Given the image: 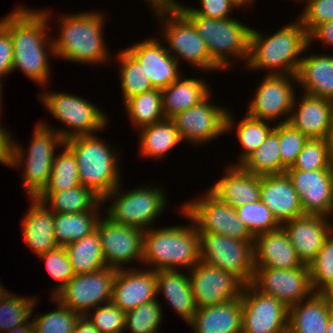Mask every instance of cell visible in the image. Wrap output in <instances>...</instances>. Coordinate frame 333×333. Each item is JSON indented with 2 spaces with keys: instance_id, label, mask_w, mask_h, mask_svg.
<instances>
[{
  "instance_id": "6da1fadb",
  "label": "cell",
  "mask_w": 333,
  "mask_h": 333,
  "mask_svg": "<svg viewBox=\"0 0 333 333\" xmlns=\"http://www.w3.org/2000/svg\"><path fill=\"white\" fill-rule=\"evenodd\" d=\"M49 12L20 6L0 19L11 35L12 71L19 68L33 82L42 86L50 77V62L47 57L49 54L46 51L50 49L49 53L54 55L53 41H51L53 38L49 37L46 31L51 18Z\"/></svg>"
},
{
  "instance_id": "7a4b0ae2",
  "label": "cell",
  "mask_w": 333,
  "mask_h": 333,
  "mask_svg": "<svg viewBox=\"0 0 333 333\" xmlns=\"http://www.w3.org/2000/svg\"><path fill=\"white\" fill-rule=\"evenodd\" d=\"M310 45L308 34L299 18L296 23L284 25L267 38L261 32L252 29L246 65L251 70H272L268 73L272 75H296L302 59L299 55Z\"/></svg>"
},
{
  "instance_id": "3957f363",
  "label": "cell",
  "mask_w": 333,
  "mask_h": 333,
  "mask_svg": "<svg viewBox=\"0 0 333 333\" xmlns=\"http://www.w3.org/2000/svg\"><path fill=\"white\" fill-rule=\"evenodd\" d=\"M104 12H81L63 15L60 34L53 39L54 56L84 64L109 60L103 40Z\"/></svg>"
},
{
  "instance_id": "277c9868",
  "label": "cell",
  "mask_w": 333,
  "mask_h": 333,
  "mask_svg": "<svg viewBox=\"0 0 333 333\" xmlns=\"http://www.w3.org/2000/svg\"><path fill=\"white\" fill-rule=\"evenodd\" d=\"M191 225L146 229L142 263L155 271L178 270V266L191 270L200 261V236L195 223Z\"/></svg>"
},
{
  "instance_id": "5b68a950",
  "label": "cell",
  "mask_w": 333,
  "mask_h": 333,
  "mask_svg": "<svg viewBox=\"0 0 333 333\" xmlns=\"http://www.w3.org/2000/svg\"><path fill=\"white\" fill-rule=\"evenodd\" d=\"M64 144L75 156L79 181L83 187L91 189L103 199L120 185L117 154L97 135L74 137Z\"/></svg>"
},
{
  "instance_id": "8992f818",
  "label": "cell",
  "mask_w": 333,
  "mask_h": 333,
  "mask_svg": "<svg viewBox=\"0 0 333 333\" xmlns=\"http://www.w3.org/2000/svg\"><path fill=\"white\" fill-rule=\"evenodd\" d=\"M65 143L62 136L47 125L45 122L37 123L28 154H24L21 145L12 141L11 167H21L23 164V183L24 189L30 198H38L46 189L53 166V160L56 155V148L62 147ZM59 146V147H57ZM25 156V157H24ZM27 156V157H26ZM23 160L25 162H23Z\"/></svg>"
},
{
  "instance_id": "52a82bcc",
  "label": "cell",
  "mask_w": 333,
  "mask_h": 333,
  "mask_svg": "<svg viewBox=\"0 0 333 333\" xmlns=\"http://www.w3.org/2000/svg\"><path fill=\"white\" fill-rule=\"evenodd\" d=\"M195 26L205 41L211 59L221 68L227 69L231 54L244 62L249 57L250 33L252 28L230 18L214 19L198 14H184Z\"/></svg>"
},
{
  "instance_id": "ba28073f",
  "label": "cell",
  "mask_w": 333,
  "mask_h": 333,
  "mask_svg": "<svg viewBox=\"0 0 333 333\" xmlns=\"http://www.w3.org/2000/svg\"><path fill=\"white\" fill-rule=\"evenodd\" d=\"M120 186L118 185L102 199L104 204L109 198L110 200L112 197L116 198L109 205L105 217L116 224L136 227L143 231L149 229V226L167 207L163 190L160 187L142 185V187L121 193Z\"/></svg>"
},
{
  "instance_id": "9c48e42d",
  "label": "cell",
  "mask_w": 333,
  "mask_h": 333,
  "mask_svg": "<svg viewBox=\"0 0 333 333\" xmlns=\"http://www.w3.org/2000/svg\"><path fill=\"white\" fill-rule=\"evenodd\" d=\"M41 101L45 108L70 129L57 130L64 141L78 136L93 135L105 129L107 116L94 103L76 95L44 92Z\"/></svg>"
},
{
  "instance_id": "30bf717a",
  "label": "cell",
  "mask_w": 333,
  "mask_h": 333,
  "mask_svg": "<svg viewBox=\"0 0 333 333\" xmlns=\"http://www.w3.org/2000/svg\"><path fill=\"white\" fill-rule=\"evenodd\" d=\"M200 260L237 276L245 285L254 276V241H242L216 233H199Z\"/></svg>"
},
{
  "instance_id": "8fae6325",
  "label": "cell",
  "mask_w": 333,
  "mask_h": 333,
  "mask_svg": "<svg viewBox=\"0 0 333 333\" xmlns=\"http://www.w3.org/2000/svg\"><path fill=\"white\" fill-rule=\"evenodd\" d=\"M183 216L193 221L198 233H216L242 241H254L248 228L241 222L236 210L207 190L202 199L196 198L183 205Z\"/></svg>"
},
{
  "instance_id": "7c38bea8",
  "label": "cell",
  "mask_w": 333,
  "mask_h": 333,
  "mask_svg": "<svg viewBox=\"0 0 333 333\" xmlns=\"http://www.w3.org/2000/svg\"><path fill=\"white\" fill-rule=\"evenodd\" d=\"M154 14L156 17L157 15L160 17V21L162 19L161 25H163L164 30L162 29L161 33L164 34L163 38L169 45V48L166 49L178 63V58L183 57V60L191 62V65H195L201 70L221 69L211 59L206 43L197 33L193 23L180 10L158 11ZM173 50L179 57L171 53Z\"/></svg>"
},
{
  "instance_id": "4fadbf2b",
  "label": "cell",
  "mask_w": 333,
  "mask_h": 333,
  "mask_svg": "<svg viewBox=\"0 0 333 333\" xmlns=\"http://www.w3.org/2000/svg\"><path fill=\"white\" fill-rule=\"evenodd\" d=\"M117 269L105 267L99 271L73 276L53 297L70 310L85 316L89 309L111 302Z\"/></svg>"
},
{
  "instance_id": "5bb4252c",
  "label": "cell",
  "mask_w": 333,
  "mask_h": 333,
  "mask_svg": "<svg viewBox=\"0 0 333 333\" xmlns=\"http://www.w3.org/2000/svg\"><path fill=\"white\" fill-rule=\"evenodd\" d=\"M251 285L260 293L275 297L287 308L313 293L308 265L293 269L255 267Z\"/></svg>"
},
{
  "instance_id": "9a60e30c",
  "label": "cell",
  "mask_w": 333,
  "mask_h": 333,
  "mask_svg": "<svg viewBox=\"0 0 333 333\" xmlns=\"http://www.w3.org/2000/svg\"><path fill=\"white\" fill-rule=\"evenodd\" d=\"M241 302V333H287L289 308L281 301L248 284L242 291Z\"/></svg>"
},
{
  "instance_id": "2e32d148",
  "label": "cell",
  "mask_w": 333,
  "mask_h": 333,
  "mask_svg": "<svg viewBox=\"0 0 333 333\" xmlns=\"http://www.w3.org/2000/svg\"><path fill=\"white\" fill-rule=\"evenodd\" d=\"M189 272L197 308L219 305L241 298L245 284L234 274L201 260Z\"/></svg>"
},
{
  "instance_id": "e0dca14e",
  "label": "cell",
  "mask_w": 333,
  "mask_h": 333,
  "mask_svg": "<svg viewBox=\"0 0 333 333\" xmlns=\"http://www.w3.org/2000/svg\"><path fill=\"white\" fill-rule=\"evenodd\" d=\"M209 98H211L210 94L198 104L171 118L181 141L188 140L189 143L199 145L227 133L228 110L212 104Z\"/></svg>"
},
{
  "instance_id": "ac0fdd59",
  "label": "cell",
  "mask_w": 333,
  "mask_h": 333,
  "mask_svg": "<svg viewBox=\"0 0 333 333\" xmlns=\"http://www.w3.org/2000/svg\"><path fill=\"white\" fill-rule=\"evenodd\" d=\"M96 229L99 232L104 262L107 267L119 270L134 260L142 261L143 230L113 223L107 217L104 219L100 217Z\"/></svg>"
},
{
  "instance_id": "d6986e66",
  "label": "cell",
  "mask_w": 333,
  "mask_h": 333,
  "mask_svg": "<svg viewBox=\"0 0 333 333\" xmlns=\"http://www.w3.org/2000/svg\"><path fill=\"white\" fill-rule=\"evenodd\" d=\"M292 79L297 81L295 75L267 74L249 103L247 115L266 122L290 115L296 97Z\"/></svg>"
},
{
  "instance_id": "ffe728a7",
  "label": "cell",
  "mask_w": 333,
  "mask_h": 333,
  "mask_svg": "<svg viewBox=\"0 0 333 333\" xmlns=\"http://www.w3.org/2000/svg\"><path fill=\"white\" fill-rule=\"evenodd\" d=\"M138 269H119L114 279L111 302L125 313L157 299L159 295L154 268Z\"/></svg>"
},
{
  "instance_id": "44dd1931",
  "label": "cell",
  "mask_w": 333,
  "mask_h": 333,
  "mask_svg": "<svg viewBox=\"0 0 333 333\" xmlns=\"http://www.w3.org/2000/svg\"><path fill=\"white\" fill-rule=\"evenodd\" d=\"M160 39H147L125 50L140 64L153 88L163 89L180 77L179 63Z\"/></svg>"
},
{
  "instance_id": "7402d4cb",
  "label": "cell",
  "mask_w": 333,
  "mask_h": 333,
  "mask_svg": "<svg viewBox=\"0 0 333 333\" xmlns=\"http://www.w3.org/2000/svg\"><path fill=\"white\" fill-rule=\"evenodd\" d=\"M298 193L304 214L327 218L333 187V168L314 171L286 170Z\"/></svg>"
},
{
  "instance_id": "603a6c76",
  "label": "cell",
  "mask_w": 333,
  "mask_h": 333,
  "mask_svg": "<svg viewBox=\"0 0 333 333\" xmlns=\"http://www.w3.org/2000/svg\"><path fill=\"white\" fill-rule=\"evenodd\" d=\"M331 222L323 215L304 214L281 224L303 265H309L321 250Z\"/></svg>"
},
{
  "instance_id": "cb8c5ba5",
  "label": "cell",
  "mask_w": 333,
  "mask_h": 333,
  "mask_svg": "<svg viewBox=\"0 0 333 333\" xmlns=\"http://www.w3.org/2000/svg\"><path fill=\"white\" fill-rule=\"evenodd\" d=\"M260 201L280 224L304 215L298 193L286 173L261 176Z\"/></svg>"
},
{
  "instance_id": "d4e9b609",
  "label": "cell",
  "mask_w": 333,
  "mask_h": 333,
  "mask_svg": "<svg viewBox=\"0 0 333 333\" xmlns=\"http://www.w3.org/2000/svg\"><path fill=\"white\" fill-rule=\"evenodd\" d=\"M296 100L297 97L291 110L293 114L279 124L289 123L309 139H323L333 118V101L305 93L300 103L298 102L299 105Z\"/></svg>"
},
{
  "instance_id": "484cf974",
  "label": "cell",
  "mask_w": 333,
  "mask_h": 333,
  "mask_svg": "<svg viewBox=\"0 0 333 333\" xmlns=\"http://www.w3.org/2000/svg\"><path fill=\"white\" fill-rule=\"evenodd\" d=\"M332 312L333 294L313 292L288 309L287 333H326Z\"/></svg>"
},
{
  "instance_id": "4316f807",
  "label": "cell",
  "mask_w": 333,
  "mask_h": 333,
  "mask_svg": "<svg viewBox=\"0 0 333 333\" xmlns=\"http://www.w3.org/2000/svg\"><path fill=\"white\" fill-rule=\"evenodd\" d=\"M261 176L246 171L241 165H231L227 174L208 190L222 202L238 208L260 200Z\"/></svg>"
},
{
  "instance_id": "83f0119b",
  "label": "cell",
  "mask_w": 333,
  "mask_h": 333,
  "mask_svg": "<svg viewBox=\"0 0 333 333\" xmlns=\"http://www.w3.org/2000/svg\"><path fill=\"white\" fill-rule=\"evenodd\" d=\"M254 266L293 269L303 266L282 227L254 238Z\"/></svg>"
},
{
  "instance_id": "f1b7e54d",
  "label": "cell",
  "mask_w": 333,
  "mask_h": 333,
  "mask_svg": "<svg viewBox=\"0 0 333 333\" xmlns=\"http://www.w3.org/2000/svg\"><path fill=\"white\" fill-rule=\"evenodd\" d=\"M23 217L22 232L26 244L38 256L59 248L54 236V213L38 198Z\"/></svg>"
},
{
  "instance_id": "f546056e",
  "label": "cell",
  "mask_w": 333,
  "mask_h": 333,
  "mask_svg": "<svg viewBox=\"0 0 333 333\" xmlns=\"http://www.w3.org/2000/svg\"><path fill=\"white\" fill-rule=\"evenodd\" d=\"M194 333H241V298L219 305L199 307L188 323Z\"/></svg>"
},
{
  "instance_id": "4dcf8cb0",
  "label": "cell",
  "mask_w": 333,
  "mask_h": 333,
  "mask_svg": "<svg viewBox=\"0 0 333 333\" xmlns=\"http://www.w3.org/2000/svg\"><path fill=\"white\" fill-rule=\"evenodd\" d=\"M295 76L305 94L333 101L332 55L302 57Z\"/></svg>"
},
{
  "instance_id": "1f68e13d",
  "label": "cell",
  "mask_w": 333,
  "mask_h": 333,
  "mask_svg": "<svg viewBox=\"0 0 333 333\" xmlns=\"http://www.w3.org/2000/svg\"><path fill=\"white\" fill-rule=\"evenodd\" d=\"M157 293L163 292L168 304L189 323L197 311L189 274L178 270L156 271Z\"/></svg>"
},
{
  "instance_id": "d6a6232c",
  "label": "cell",
  "mask_w": 333,
  "mask_h": 333,
  "mask_svg": "<svg viewBox=\"0 0 333 333\" xmlns=\"http://www.w3.org/2000/svg\"><path fill=\"white\" fill-rule=\"evenodd\" d=\"M208 84L202 79L184 78L181 76L171 85L161 90L162 110L165 118H172L176 114L193 107L204 100L210 93Z\"/></svg>"
},
{
  "instance_id": "836d02e7",
  "label": "cell",
  "mask_w": 333,
  "mask_h": 333,
  "mask_svg": "<svg viewBox=\"0 0 333 333\" xmlns=\"http://www.w3.org/2000/svg\"><path fill=\"white\" fill-rule=\"evenodd\" d=\"M102 201L90 211L77 213H54V236L60 247L78 241L96 230Z\"/></svg>"
},
{
  "instance_id": "e575fe53",
  "label": "cell",
  "mask_w": 333,
  "mask_h": 333,
  "mask_svg": "<svg viewBox=\"0 0 333 333\" xmlns=\"http://www.w3.org/2000/svg\"><path fill=\"white\" fill-rule=\"evenodd\" d=\"M140 152L146 158H162L166 153L178 145L181 138L175 123L165 118L150 126L140 129ZM162 156V157H161Z\"/></svg>"
},
{
  "instance_id": "d590c367",
  "label": "cell",
  "mask_w": 333,
  "mask_h": 333,
  "mask_svg": "<svg viewBox=\"0 0 333 333\" xmlns=\"http://www.w3.org/2000/svg\"><path fill=\"white\" fill-rule=\"evenodd\" d=\"M75 275L99 271L106 266L98 230L65 246Z\"/></svg>"
},
{
  "instance_id": "8d00e7d4",
  "label": "cell",
  "mask_w": 333,
  "mask_h": 333,
  "mask_svg": "<svg viewBox=\"0 0 333 333\" xmlns=\"http://www.w3.org/2000/svg\"><path fill=\"white\" fill-rule=\"evenodd\" d=\"M38 199L53 213H77L93 210L102 199L81 184L55 193H42Z\"/></svg>"
},
{
  "instance_id": "74e56055",
  "label": "cell",
  "mask_w": 333,
  "mask_h": 333,
  "mask_svg": "<svg viewBox=\"0 0 333 333\" xmlns=\"http://www.w3.org/2000/svg\"><path fill=\"white\" fill-rule=\"evenodd\" d=\"M276 125L260 147L241 164L246 171L260 176L281 174L280 124Z\"/></svg>"
},
{
  "instance_id": "f35d334b",
  "label": "cell",
  "mask_w": 333,
  "mask_h": 333,
  "mask_svg": "<svg viewBox=\"0 0 333 333\" xmlns=\"http://www.w3.org/2000/svg\"><path fill=\"white\" fill-rule=\"evenodd\" d=\"M129 120L134 127L141 129L165 119L162 110L161 89L153 88L124 102Z\"/></svg>"
},
{
  "instance_id": "ab89813d",
  "label": "cell",
  "mask_w": 333,
  "mask_h": 333,
  "mask_svg": "<svg viewBox=\"0 0 333 333\" xmlns=\"http://www.w3.org/2000/svg\"><path fill=\"white\" fill-rule=\"evenodd\" d=\"M228 111L226 118V131H231L235 124L237 126V138L243 147L242 154L239 157V162L233 165H241L252 153H254L260 145L264 142L269 133L274 129L269 125V122H265L260 119L250 117L246 114V117L239 123H235V119L231 117ZM233 126V127H232Z\"/></svg>"
},
{
  "instance_id": "60d3db41",
  "label": "cell",
  "mask_w": 333,
  "mask_h": 333,
  "mask_svg": "<svg viewBox=\"0 0 333 333\" xmlns=\"http://www.w3.org/2000/svg\"><path fill=\"white\" fill-rule=\"evenodd\" d=\"M308 266L313 292L333 294V227L317 257Z\"/></svg>"
},
{
  "instance_id": "b9f144b4",
  "label": "cell",
  "mask_w": 333,
  "mask_h": 333,
  "mask_svg": "<svg viewBox=\"0 0 333 333\" xmlns=\"http://www.w3.org/2000/svg\"><path fill=\"white\" fill-rule=\"evenodd\" d=\"M63 152L56 154L46 189L43 193H55L80 185L77 161L73 152L65 145Z\"/></svg>"
},
{
  "instance_id": "7bdbcfd3",
  "label": "cell",
  "mask_w": 333,
  "mask_h": 333,
  "mask_svg": "<svg viewBox=\"0 0 333 333\" xmlns=\"http://www.w3.org/2000/svg\"><path fill=\"white\" fill-rule=\"evenodd\" d=\"M123 101L153 89L140 64L125 50L118 54Z\"/></svg>"
},
{
  "instance_id": "ee69618b",
  "label": "cell",
  "mask_w": 333,
  "mask_h": 333,
  "mask_svg": "<svg viewBox=\"0 0 333 333\" xmlns=\"http://www.w3.org/2000/svg\"><path fill=\"white\" fill-rule=\"evenodd\" d=\"M14 293H8L0 299V330L7 332L30 321L29 317L35 305L38 302L34 298L15 296ZM29 319V320H28Z\"/></svg>"
},
{
  "instance_id": "f6af8a7d",
  "label": "cell",
  "mask_w": 333,
  "mask_h": 333,
  "mask_svg": "<svg viewBox=\"0 0 333 333\" xmlns=\"http://www.w3.org/2000/svg\"><path fill=\"white\" fill-rule=\"evenodd\" d=\"M235 210L241 222L248 228L254 238L281 227L272 211L260 200L246 203L235 208Z\"/></svg>"
},
{
  "instance_id": "bcb514c9",
  "label": "cell",
  "mask_w": 333,
  "mask_h": 333,
  "mask_svg": "<svg viewBox=\"0 0 333 333\" xmlns=\"http://www.w3.org/2000/svg\"><path fill=\"white\" fill-rule=\"evenodd\" d=\"M162 311L161 303L155 299L126 312L124 332L129 329L130 333H157Z\"/></svg>"
},
{
  "instance_id": "7dc6e473",
  "label": "cell",
  "mask_w": 333,
  "mask_h": 333,
  "mask_svg": "<svg viewBox=\"0 0 333 333\" xmlns=\"http://www.w3.org/2000/svg\"><path fill=\"white\" fill-rule=\"evenodd\" d=\"M52 298L59 307L55 311L35 315L36 318L32 319V322L36 333H73L81 315Z\"/></svg>"
},
{
  "instance_id": "c3c4849f",
  "label": "cell",
  "mask_w": 333,
  "mask_h": 333,
  "mask_svg": "<svg viewBox=\"0 0 333 333\" xmlns=\"http://www.w3.org/2000/svg\"><path fill=\"white\" fill-rule=\"evenodd\" d=\"M333 168V162L323 139H309L297 156L293 166L287 170L314 171Z\"/></svg>"
},
{
  "instance_id": "681fc988",
  "label": "cell",
  "mask_w": 333,
  "mask_h": 333,
  "mask_svg": "<svg viewBox=\"0 0 333 333\" xmlns=\"http://www.w3.org/2000/svg\"><path fill=\"white\" fill-rule=\"evenodd\" d=\"M309 138L292 127L289 123L280 124L279 151L281 157V174L293 166L298 154Z\"/></svg>"
},
{
  "instance_id": "f907efd6",
  "label": "cell",
  "mask_w": 333,
  "mask_h": 333,
  "mask_svg": "<svg viewBox=\"0 0 333 333\" xmlns=\"http://www.w3.org/2000/svg\"><path fill=\"white\" fill-rule=\"evenodd\" d=\"M92 310L95 311H89L85 316L100 333L124 332L126 313L112 302Z\"/></svg>"
},
{
  "instance_id": "816d5d0a",
  "label": "cell",
  "mask_w": 333,
  "mask_h": 333,
  "mask_svg": "<svg viewBox=\"0 0 333 333\" xmlns=\"http://www.w3.org/2000/svg\"><path fill=\"white\" fill-rule=\"evenodd\" d=\"M46 263V268L49 274L60 284L55 286L52 290V297L61 290L67 282L75 276L72 269L71 262L69 261L65 247H59L54 250L48 251L39 255Z\"/></svg>"
},
{
  "instance_id": "f5cc1de1",
  "label": "cell",
  "mask_w": 333,
  "mask_h": 333,
  "mask_svg": "<svg viewBox=\"0 0 333 333\" xmlns=\"http://www.w3.org/2000/svg\"><path fill=\"white\" fill-rule=\"evenodd\" d=\"M300 21L309 35L317 26L333 19V0H306Z\"/></svg>"
},
{
  "instance_id": "db71d44e",
  "label": "cell",
  "mask_w": 333,
  "mask_h": 333,
  "mask_svg": "<svg viewBox=\"0 0 333 333\" xmlns=\"http://www.w3.org/2000/svg\"><path fill=\"white\" fill-rule=\"evenodd\" d=\"M200 8L185 7L183 4L179 10L183 14H198L207 18L225 19L230 18L229 12L238 6L231 0H200Z\"/></svg>"
},
{
  "instance_id": "11a10c76",
  "label": "cell",
  "mask_w": 333,
  "mask_h": 333,
  "mask_svg": "<svg viewBox=\"0 0 333 333\" xmlns=\"http://www.w3.org/2000/svg\"><path fill=\"white\" fill-rule=\"evenodd\" d=\"M13 45L9 30L0 22V81L12 73Z\"/></svg>"
},
{
  "instance_id": "9f6ffc18",
  "label": "cell",
  "mask_w": 333,
  "mask_h": 333,
  "mask_svg": "<svg viewBox=\"0 0 333 333\" xmlns=\"http://www.w3.org/2000/svg\"><path fill=\"white\" fill-rule=\"evenodd\" d=\"M309 44L313 40L323 41L333 46V19L317 26L309 35Z\"/></svg>"
},
{
  "instance_id": "6f0895ef",
  "label": "cell",
  "mask_w": 333,
  "mask_h": 333,
  "mask_svg": "<svg viewBox=\"0 0 333 333\" xmlns=\"http://www.w3.org/2000/svg\"><path fill=\"white\" fill-rule=\"evenodd\" d=\"M0 123V163L3 165H10L12 153V141L10 131Z\"/></svg>"
},
{
  "instance_id": "680465c9",
  "label": "cell",
  "mask_w": 333,
  "mask_h": 333,
  "mask_svg": "<svg viewBox=\"0 0 333 333\" xmlns=\"http://www.w3.org/2000/svg\"><path fill=\"white\" fill-rule=\"evenodd\" d=\"M149 3L153 12L158 11H169V10H179V7L182 5L178 3L176 0H145Z\"/></svg>"
},
{
  "instance_id": "91938a15",
  "label": "cell",
  "mask_w": 333,
  "mask_h": 333,
  "mask_svg": "<svg viewBox=\"0 0 333 333\" xmlns=\"http://www.w3.org/2000/svg\"><path fill=\"white\" fill-rule=\"evenodd\" d=\"M73 333H100L86 316H80Z\"/></svg>"
},
{
  "instance_id": "94428289",
  "label": "cell",
  "mask_w": 333,
  "mask_h": 333,
  "mask_svg": "<svg viewBox=\"0 0 333 333\" xmlns=\"http://www.w3.org/2000/svg\"><path fill=\"white\" fill-rule=\"evenodd\" d=\"M323 140L328 151V156L330 160L333 162V118L331 120V123L326 131Z\"/></svg>"
},
{
  "instance_id": "6125c7cd",
  "label": "cell",
  "mask_w": 333,
  "mask_h": 333,
  "mask_svg": "<svg viewBox=\"0 0 333 333\" xmlns=\"http://www.w3.org/2000/svg\"><path fill=\"white\" fill-rule=\"evenodd\" d=\"M4 333H36L33 322L29 321L28 323H25L21 326H17L16 328H13L12 330H9Z\"/></svg>"
},
{
  "instance_id": "be15d7a7",
  "label": "cell",
  "mask_w": 333,
  "mask_h": 333,
  "mask_svg": "<svg viewBox=\"0 0 333 333\" xmlns=\"http://www.w3.org/2000/svg\"><path fill=\"white\" fill-rule=\"evenodd\" d=\"M326 333H333V312L329 317V322L326 328Z\"/></svg>"
},
{
  "instance_id": "e7e4bbea",
  "label": "cell",
  "mask_w": 333,
  "mask_h": 333,
  "mask_svg": "<svg viewBox=\"0 0 333 333\" xmlns=\"http://www.w3.org/2000/svg\"><path fill=\"white\" fill-rule=\"evenodd\" d=\"M231 1H233L238 7L254 2V0H231Z\"/></svg>"
},
{
  "instance_id": "03108f58",
  "label": "cell",
  "mask_w": 333,
  "mask_h": 333,
  "mask_svg": "<svg viewBox=\"0 0 333 333\" xmlns=\"http://www.w3.org/2000/svg\"><path fill=\"white\" fill-rule=\"evenodd\" d=\"M333 213V187H332V193H331V197H330V203H329V208L327 211V216H331L330 214Z\"/></svg>"
},
{
  "instance_id": "003e7915",
  "label": "cell",
  "mask_w": 333,
  "mask_h": 333,
  "mask_svg": "<svg viewBox=\"0 0 333 333\" xmlns=\"http://www.w3.org/2000/svg\"><path fill=\"white\" fill-rule=\"evenodd\" d=\"M8 293H10V292L6 291L5 288H3V286L0 285V299L4 298Z\"/></svg>"
},
{
  "instance_id": "a7ac6f4b",
  "label": "cell",
  "mask_w": 333,
  "mask_h": 333,
  "mask_svg": "<svg viewBox=\"0 0 333 333\" xmlns=\"http://www.w3.org/2000/svg\"><path fill=\"white\" fill-rule=\"evenodd\" d=\"M2 85H3V83H1V81H0V112L2 110V108H1V106H2V104H1L2 99L1 98H2V95H3V93H2V90H3L2 87L3 86Z\"/></svg>"
}]
</instances>
